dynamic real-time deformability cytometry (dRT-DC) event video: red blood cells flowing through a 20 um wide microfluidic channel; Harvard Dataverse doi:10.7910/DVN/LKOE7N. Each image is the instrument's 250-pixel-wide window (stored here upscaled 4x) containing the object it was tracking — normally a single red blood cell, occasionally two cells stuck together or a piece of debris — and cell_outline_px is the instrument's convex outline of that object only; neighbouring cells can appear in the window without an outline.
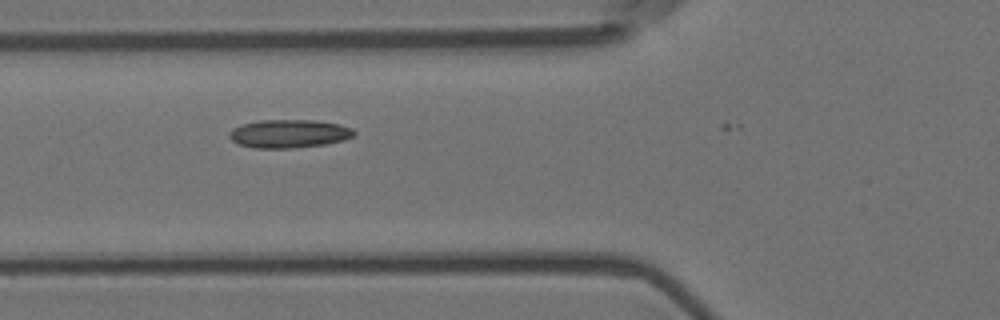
{"species": "Egyptian fruit bat (a non-hibernating species)", "species_latin": "Rousettus aegyptiacus", "temperature_condition": "room temperature", "stored_images_in_passage": 6, "camera_frame_rate_fps": 3000, "um_per_image_px": 0.085, "animal": {"sex": "female"}, "frame": {"image": 1, "passage_image": 6, "time_ms": 1.667, "image_size_px": [1000, 320], "cell_outline_px": [[356, 136], [344, 140], [324, 144], [292, 148], [252, 148], [240, 144], [232, 140], [228, 136], [228, 132], [232, 128], [240, 124], [260, 120], [316, 120], [340, 124], [352, 128], [356, 132]], "centroid_in_image_um": [24.57, 11.35], "position_along_channel_um": 101.2, "area_um2": 20.81}}